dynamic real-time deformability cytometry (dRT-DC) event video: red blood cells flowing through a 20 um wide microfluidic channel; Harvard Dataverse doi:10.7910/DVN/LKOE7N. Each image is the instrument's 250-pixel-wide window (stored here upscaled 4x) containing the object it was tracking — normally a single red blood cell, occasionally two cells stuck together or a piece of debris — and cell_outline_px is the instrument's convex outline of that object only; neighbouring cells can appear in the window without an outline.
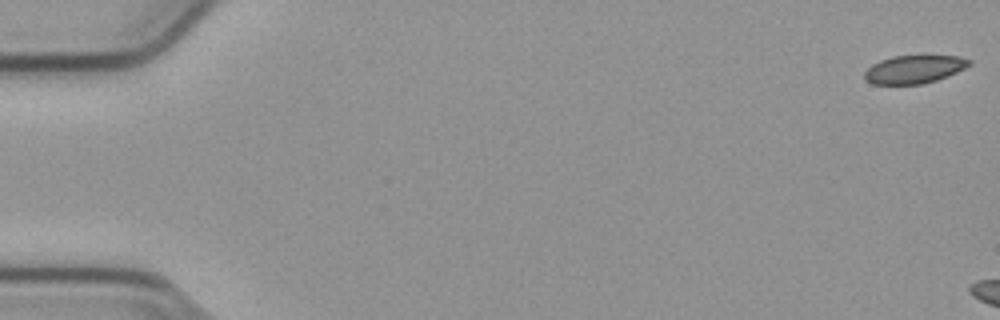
{"species": "common noctule bat (a hibernating species)", "species_latin": "Nyctalus noctula", "temperature_condition": "cold", "stored_images_in_passage": 6, "camera_frame_rate_fps": 3000, "um_per_image_px": 0.085, "animal": {"sex": "male", "body_mass_g": 23.1, "forearm_length_mm": 52.7}, "frame": {"image": 1, "passage_image": 1, "time_ms": 0.0, "image_size_px": [1000, 320], "cell_outline_px": [[972, 64], [948, 76], [936, 80], [920, 84], [872, 84], [864, 80], [864, 72], [872, 64], [880, 60], [892, 56], [956, 56], [972, 60]], "centroid_in_image_um": [77.67, 5.89], "position_along_channel_um": 7.3, "area_um2": 17.11}}